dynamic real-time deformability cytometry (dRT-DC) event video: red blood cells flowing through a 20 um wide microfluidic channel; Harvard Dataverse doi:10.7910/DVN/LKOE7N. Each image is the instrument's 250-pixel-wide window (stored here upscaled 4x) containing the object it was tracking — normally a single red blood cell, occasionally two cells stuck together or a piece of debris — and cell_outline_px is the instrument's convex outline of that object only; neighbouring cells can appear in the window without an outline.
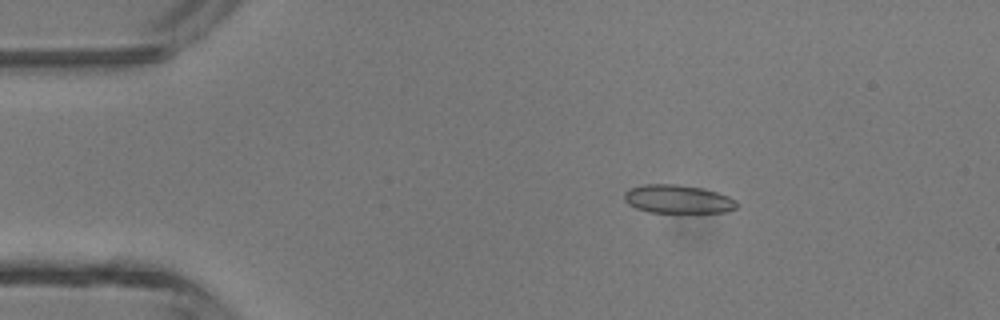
{"species": "common noctule bat (a hibernating species)", "species_latin": "Nyctalus noctula", "temperature_condition": "room temperature", "stored_images_in_passage": 5, "camera_frame_rate_fps": 3000, "um_per_image_px": 0.085, "animal": {"sex": "male", "body_mass_g": 13.3}, "frame": {"image": 1, "passage_image": 3, "time_ms": 0.667, "image_size_px": [1000, 320], "cell_outline_px": [[736, 208], [724, 212], [648, 212], [636, 208], [628, 204], [624, 200], [624, 192], [628, 188], [644, 184], [676, 184], [700, 188], [716, 192], [728, 196], [736, 200]], "centroid_in_image_um": [57.56, 16.92], "position_along_channel_um": 27.4, "area_um2": 18.55}}
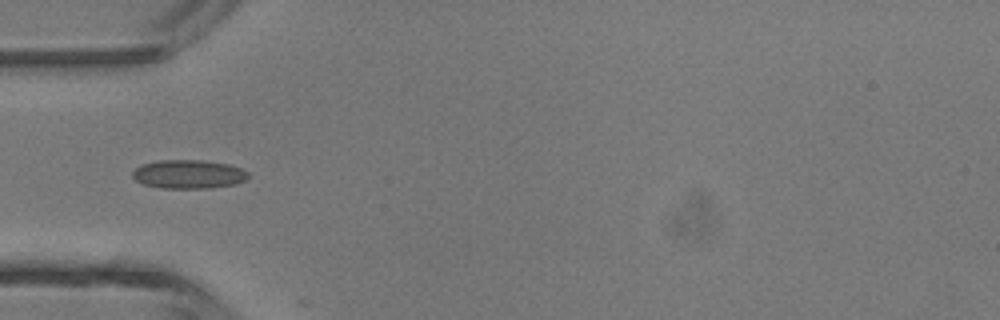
{"frame": {"image": 2, "passage_image": 5, "time_ms": 1.333, "image_size_px": [1000, 320], "cell_outline_px": [[248, 176], [244, 180], [236, 184], [212, 188], [160, 188], [144, 184], [136, 180], [132, 176], [132, 172], [140, 164], [160, 160], [200, 160], [228, 164], [240, 168], [248, 172]], "centroid_in_image_um": [16.01, 14.81], "position_along_channel_um": 69.0, "area_um2": 19.36}}